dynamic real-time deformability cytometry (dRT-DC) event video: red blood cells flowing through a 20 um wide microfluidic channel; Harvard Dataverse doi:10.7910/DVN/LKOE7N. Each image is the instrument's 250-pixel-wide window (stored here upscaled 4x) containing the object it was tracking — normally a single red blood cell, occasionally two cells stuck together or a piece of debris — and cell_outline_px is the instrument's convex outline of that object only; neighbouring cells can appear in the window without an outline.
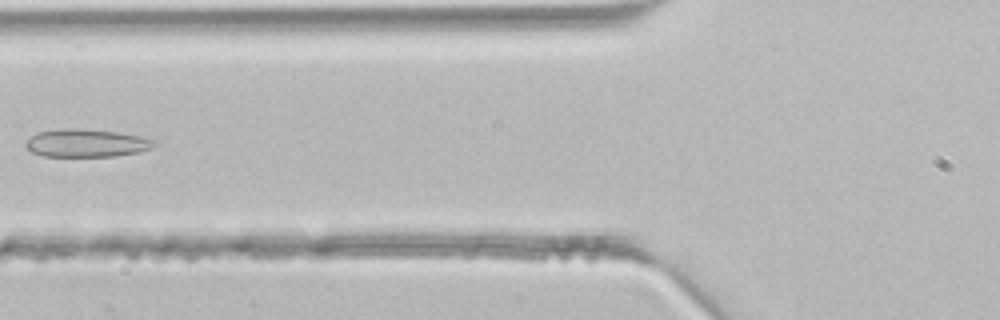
{"species": "common noctule bat (a hibernating species)", "species_latin": "Nyctalus noctula", "temperature_condition": "room temperature", "stored_images_in_passage": 3, "camera_frame_rate_fps": 3000, "um_per_image_px": 0.085, "animal": {"sex": "male", "body_mass_g": 21.5, "forearm_length_mm": 52.0}, "frame": {"image": 1, "passage_image": 3, "time_ms": 0.667, "image_size_px": [1000, 320], "cell_outline_px": [[156, 144], [152, 148], [140, 152], [116, 156], [44, 156], [32, 152], [24, 144], [36, 132], [64, 128], [72, 128], [120, 132], [140, 136], [156, 140]], "centroid_in_image_um": [7.38, 12.16], "position_along_channel_um": 118.4, "area_um2": 20.92}}